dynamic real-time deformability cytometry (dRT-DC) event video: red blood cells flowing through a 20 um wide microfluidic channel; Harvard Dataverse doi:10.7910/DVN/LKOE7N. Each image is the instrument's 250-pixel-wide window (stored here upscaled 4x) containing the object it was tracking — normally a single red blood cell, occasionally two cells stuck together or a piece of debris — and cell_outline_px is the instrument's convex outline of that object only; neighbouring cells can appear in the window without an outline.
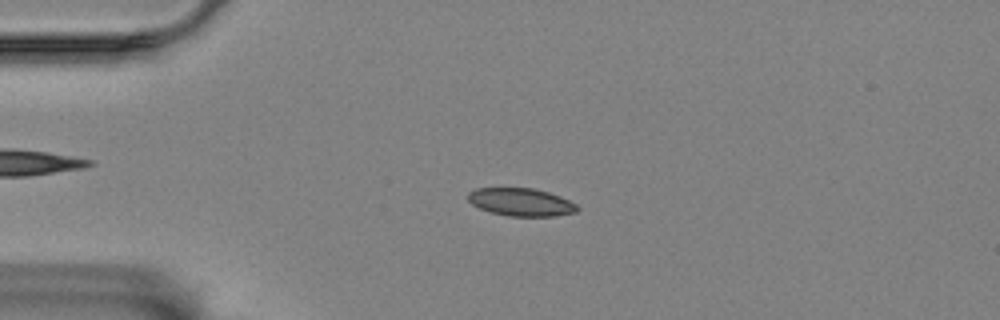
{"species": "Egyptian fruit bat (a non-hibernating species)", "species_latin": "Rousettus aegyptiacus", "temperature_condition": "room temperature", "stored_images_in_passage": 48, "camera_frame_rate_fps": 3000, "um_per_image_px": 0.085, "animal": {"sex": "female"}, "frame": {"image": 1, "passage_image": 4, "time_ms": 1.0, "image_size_px": [1000, 320], "cell_outline_px": [[580, 208], [576, 212], [552, 216], [508, 216], [492, 212], [480, 208], [472, 204], [468, 200], [468, 192], [476, 188], [532, 188], [548, 192], [560, 196], [576, 204]], "centroid_in_image_um": [44.28, 17.17], "position_along_channel_um": 40.7, "area_um2": 17.63}}
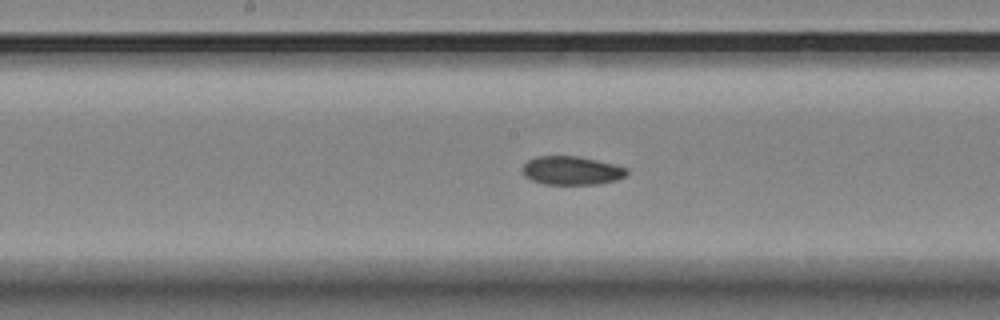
{"frame": {"image": 2, "passage_image": 20, "time_ms": 6.333, "image_size_px": [1000, 320], "cell_outline_px": [[628, 172], [624, 176], [616, 180], [600, 184], [544, 184], [532, 180], [524, 176], [524, 164], [528, 160], [536, 156], [576, 156], [596, 160], [628, 168]], "centroid_in_image_um": [48.59, 14.5], "position_along_channel_um": 199.6, "area_um2": 17.22}}
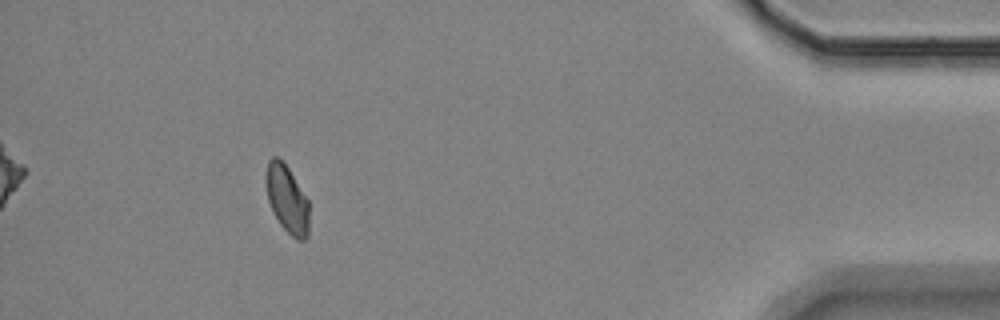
{"frame": {"image": 3, "passage_image": 43, "time_ms": 14.0, "image_size_px": [1000, 320], "cell_outline_px": [[308, 236], [304, 240], [296, 240], [280, 224], [272, 212], [268, 200], [264, 184], [264, 176], [268, 160], [272, 156], [276, 156], [288, 168], [308, 200]], "centroid_in_image_um": [24.36, 16.91], "position_along_channel_um": 410.8, "area_um2": 17.11}, "authors_computed_cell_mechanics": {"area_um2": 17.629, "velocity_mm_per_s": 3.4612, "shape_relaxation_time_tau1_ms": null, "shape_relaxation_time_tau2_ms": 5.4658, "deformation_change_tau1": null, "deformation_change_tau2": 0.0801}}